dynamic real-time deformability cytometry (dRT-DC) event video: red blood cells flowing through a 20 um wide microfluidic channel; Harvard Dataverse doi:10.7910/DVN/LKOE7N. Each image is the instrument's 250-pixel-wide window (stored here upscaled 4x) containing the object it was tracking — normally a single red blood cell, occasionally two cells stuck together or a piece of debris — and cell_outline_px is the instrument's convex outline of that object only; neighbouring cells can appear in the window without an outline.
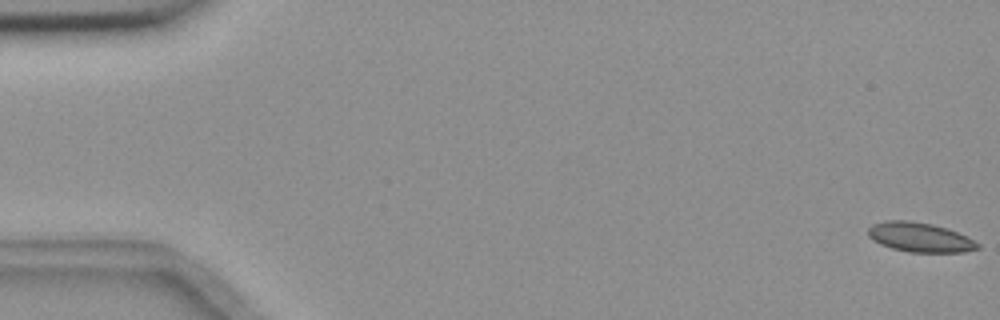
{"species": "common noctule bat (a hibernating species)", "species_latin": "Nyctalus noctula", "temperature_condition": "room temperature", "stored_images_in_passage": 56, "camera_frame_rate_fps": 3000, "um_per_image_px": 0.085, "animal": {"sex": "female", "body_mass_g": 18.4}, "frame": {"image": 1, "passage_image": 1, "time_ms": 0.0, "image_size_px": [1000, 320], "cell_outline_px": [[980, 248], [964, 252], [908, 252], [892, 248], [880, 244], [868, 236], [868, 228], [872, 224], [888, 220], [908, 220], [932, 224], [948, 228], [980, 244]], "centroid_in_image_um": [78.17, 20.16], "position_along_channel_um": 6.8, "area_um2": 18.73}}
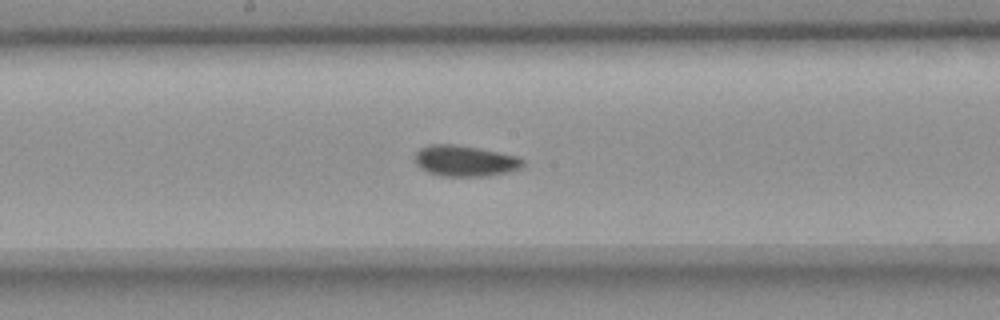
{"frame": {"image": 2, "passage_image": 30, "time_ms": 9.667, "image_size_px": [1000, 320], "cell_outline_px": [[524, 168], [508, 172], [488, 176], [440, 176], [428, 172], [420, 168], [416, 164], [416, 152], [420, 148], [428, 144], [452, 144], [476, 148], [516, 156], [524, 160]], "centroid_in_image_um": [39.53, 13.69], "position_along_channel_um": 208.7, "area_um2": 19.42}}
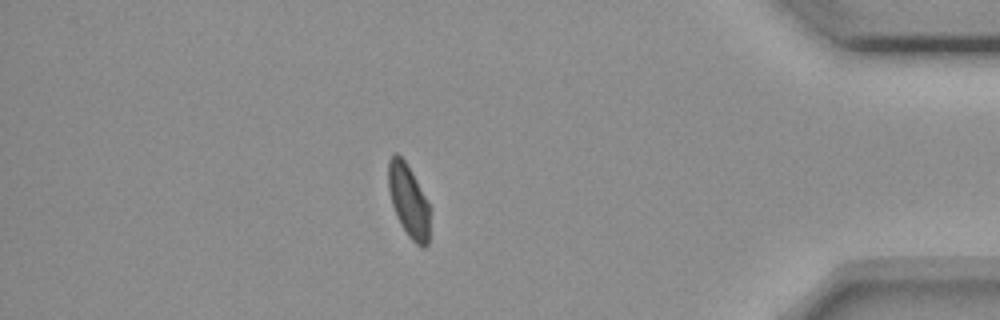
{"frame": {"image": 3, "passage_image": 49, "time_ms": 16.0, "image_size_px": [1000, 320], "cell_outline_px": [[428, 244], [424, 248], [420, 248], [408, 236], [400, 224], [396, 216], [392, 204], [388, 188], [388, 160], [396, 152], [404, 160], [424, 196], [428, 204]], "centroid_in_image_um": [34.69, 17.1], "position_along_channel_um": 400.5, "area_um2": 17.11}, "authors_computed_cell_mechanics": {"area_um2": 18.8139, "velocity_mm_per_s": 3.6458, "shape_relaxation_time_tau1_ms": null, "shape_relaxation_time_tau2_ms": 2.1681, "deformation_change_tau1": null, "deformation_change_tau2": 0.0558}}